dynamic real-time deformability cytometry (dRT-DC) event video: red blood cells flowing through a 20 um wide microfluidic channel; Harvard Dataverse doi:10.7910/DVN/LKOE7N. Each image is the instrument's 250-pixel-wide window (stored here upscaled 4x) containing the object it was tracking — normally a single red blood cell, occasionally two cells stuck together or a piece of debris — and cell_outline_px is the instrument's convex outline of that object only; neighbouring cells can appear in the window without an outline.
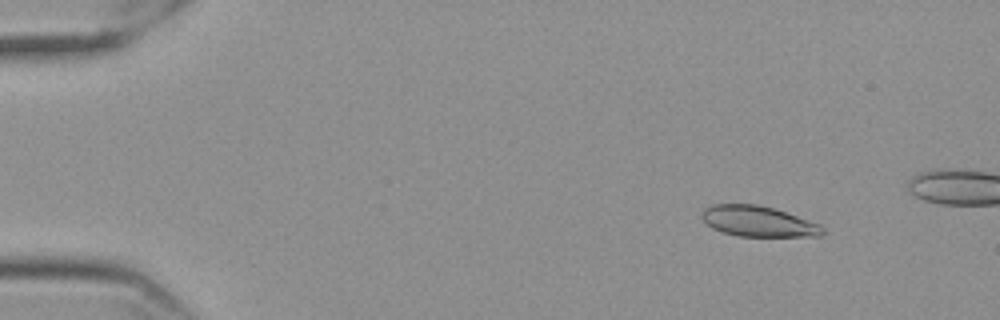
{"species": "Egyptian fruit bat (a non-hibernating species)", "species_latin": "Rousettus aegyptiacus", "temperature_condition": "cold", "stored_images_in_passage": 18, "camera_frame_rate_fps": 3000, "um_per_image_px": 0.085, "frame": {"image": 1, "passage_image": 6, "time_ms": 1.667, "image_size_px": [1000, 320], "cell_outline_px": [[824, 232], [820, 236], [740, 236], [724, 232], [712, 228], [700, 216], [704, 208], [712, 204], [756, 204], [772, 208], [820, 224], [824, 228]], "centroid_in_image_um": [64.43, 18.81], "position_along_channel_um": 20.6, "area_um2": 21.27}}